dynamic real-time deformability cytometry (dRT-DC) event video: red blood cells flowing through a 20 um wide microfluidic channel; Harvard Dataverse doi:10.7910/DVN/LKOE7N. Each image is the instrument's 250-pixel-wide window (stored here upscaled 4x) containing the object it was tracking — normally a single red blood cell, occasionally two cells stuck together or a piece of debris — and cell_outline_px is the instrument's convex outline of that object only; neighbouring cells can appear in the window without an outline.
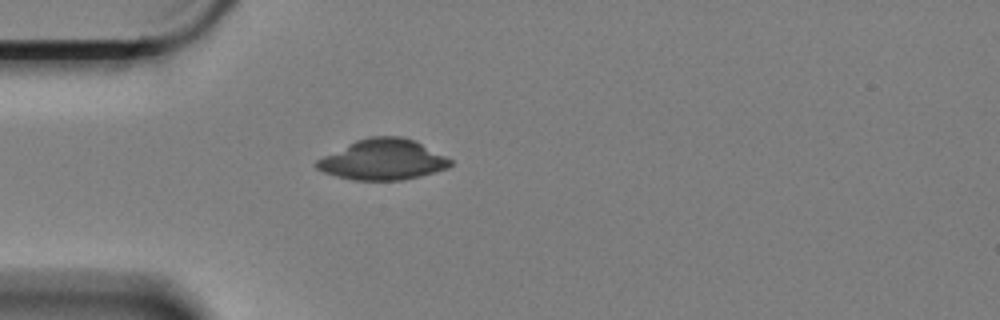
{"species": "Egyptian fruit bat (a non-hibernating species)", "species_latin": "Rousettus aegyptiacus", "temperature_condition": "cold", "stored_images_in_passage": 1, "camera_frame_rate_fps": 3000, "um_per_image_px": 0.085, "animal": {"sex": "female"}, "frame": {"image": 1, "passage_image": 1, "time_ms": 0.0, "image_size_px": [1000, 320], "cell_outline_px": [[452, 164], [448, 168], [420, 176], [400, 180], [356, 180], [336, 176], [324, 172], [316, 168], [312, 164], [316, 160], [356, 140], [372, 136], [400, 136], [416, 140], [452, 160]], "centroid_in_image_um": [32.54, 13.57], "position_along_channel_um": 52.5, "area_um2": 31.5}}